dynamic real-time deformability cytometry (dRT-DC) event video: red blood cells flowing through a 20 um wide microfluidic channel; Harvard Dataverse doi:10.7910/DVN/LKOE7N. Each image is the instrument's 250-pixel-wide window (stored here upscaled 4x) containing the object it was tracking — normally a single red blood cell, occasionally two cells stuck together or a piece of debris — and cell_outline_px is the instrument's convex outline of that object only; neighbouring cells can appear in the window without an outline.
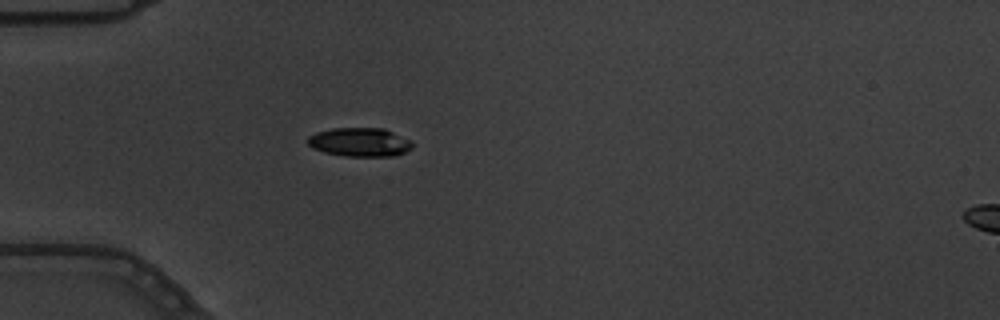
{"species": "common noctule bat (a hibernating species)", "species_latin": "Nyctalus noctula", "temperature_condition": "warm", "stored_images_in_passage": 1, "camera_frame_rate_fps": 3000, "um_per_image_px": 0.085, "animal": {"sex": "male", "body_mass_g": 19.5, "forearm_length_mm": 54.6}, "frame": {"image": 1, "passage_image": 1, "time_ms": 0.0, "image_size_px": [1000, 320], "cell_outline_px": [[412, 148], [404, 152], [392, 156], [344, 156], [324, 152], [312, 148], [308, 144], [308, 136], [316, 132], [332, 128], [384, 128], [412, 140]], "centroid_in_image_um": [30.58, 12.07], "position_along_channel_um": 54.4, "area_um2": 17.63}}